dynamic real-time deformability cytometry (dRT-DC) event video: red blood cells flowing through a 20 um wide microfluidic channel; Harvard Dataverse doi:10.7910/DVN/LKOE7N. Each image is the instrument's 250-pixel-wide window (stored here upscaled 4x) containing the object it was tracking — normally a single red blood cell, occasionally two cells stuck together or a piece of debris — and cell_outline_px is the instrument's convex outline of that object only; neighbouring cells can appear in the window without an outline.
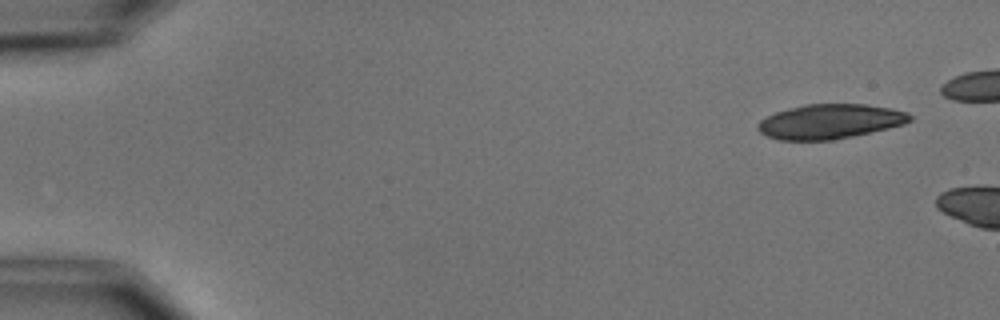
{"species": "common noctule bat (a hibernating species)", "species_latin": "Nyctalus noctula", "temperature_condition": "cold", "stored_images_in_passage": 3, "camera_frame_rate_fps": 3000, "um_per_image_px": 0.085, "animal": {"sex": "male", "body_mass_g": 15.6}, "frame": {"image": 1, "passage_image": 1, "time_ms": 0.0, "image_size_px": [1000, 320], "cell_outline_px": [[912, 120], [904, 124], [888, 128], [852, 136], [832, 140], [780, 140], [768, 136], [760, 132], [756, 128], [756, 124], [760, 120], [776, 112], [804, 104], [864, 104], [888, 108], [908, 112], [912, 116]], "centroid_in_image_um": [70.53, 10.32], "position_along_channel_um": 14.5, "area_um2": 30.52}}